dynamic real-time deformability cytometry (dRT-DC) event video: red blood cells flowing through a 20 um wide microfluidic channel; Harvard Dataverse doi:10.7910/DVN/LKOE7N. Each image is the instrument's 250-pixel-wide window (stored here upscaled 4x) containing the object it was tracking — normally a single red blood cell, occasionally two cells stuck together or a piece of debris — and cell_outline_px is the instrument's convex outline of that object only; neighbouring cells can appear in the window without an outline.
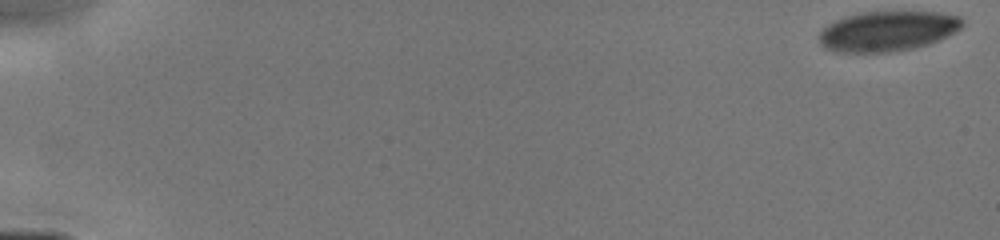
{"species": "human", "species_latin": "Homo sapiens", "temperature_condition": "cold", "stored_images_in_passage": 34, "camera_frame_rate_fps": 3000, "um_per_image_px": 0.085, "donor": {"sex": "male"}, "frame": {"image": 1, "passage_image": 1, "time_ms": 0.0, "image_size_px": [1000, 240], "cell_outline_px": [[964, 24], [956, 32], [940, 40], [916, 48], [888, 52], [832, 52], [824, 48], [820, 44], [820, 32], [828, 24], [844, 16], [860, 12], [940, 12], [960, 16], [964, 20]], "centroid_in_image_um": [75.46, 2.65], "position_along_channel_um": 9.5, "area_um2": 33.76}}
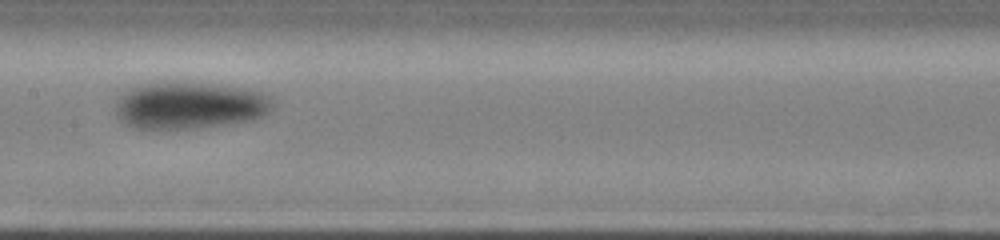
{"frame": {"image": 2, "passage_image": 25, "time_ms": 8.333, "image_size_px": [1000, 240], "cell_outline_px": [[272, 108], [268, 112], [252, 120], [192, 128], [132, 128], [120, 120], [116, 112], [116, 100], [124, 92], [132, 88], [144, 84], [168, 80], [176, 80], [212, 84], [244, 88], [264, 92], [272, 100]], "centroid_in_image_um": [16.08, 8.93], "position_along_channel_um": 191.3, "area_um2": 43.12}}
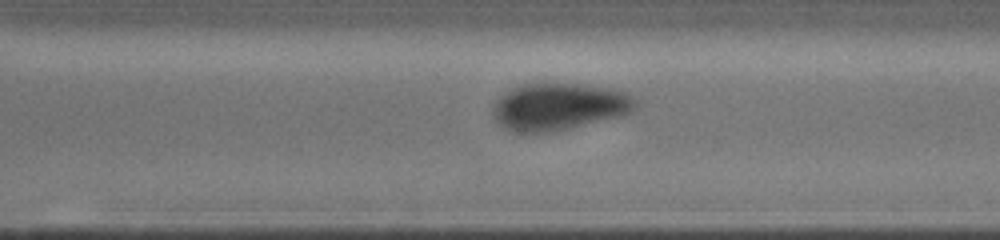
{"frame": {"image": 3, "passage_image": 34, "time_ms": 11.333, "image_size_px": [1000, 240], "cell_outline_px": [[636, 108], [620, 116], [568, 128], [548, 132], [512, 132], [504, 128], [496, 120], [492, 112], [492, 108], [496, 100], [500, 96], [512, 88], [524, 84], [572, 84], [612, 88], [628, 92], [636, 100]], "centroid_in_image_um": [47.5, 9.06], "position_along_channel_um": 323.1, "area_um2": 38.73}}